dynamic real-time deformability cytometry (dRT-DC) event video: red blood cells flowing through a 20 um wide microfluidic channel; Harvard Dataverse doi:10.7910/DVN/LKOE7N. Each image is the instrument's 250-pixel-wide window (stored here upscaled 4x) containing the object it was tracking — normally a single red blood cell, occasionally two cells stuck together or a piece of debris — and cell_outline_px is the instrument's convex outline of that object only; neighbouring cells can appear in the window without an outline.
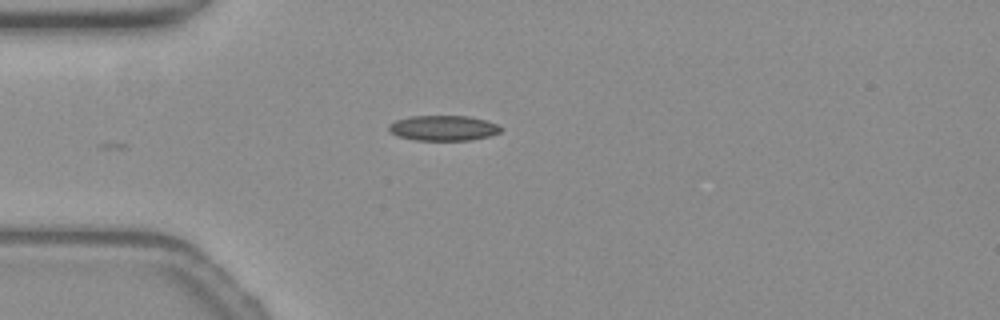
{"species": "common noctule bat (a hibernating species)", "species_latin": "Nyctalus noctula", "temperature_condition": "warm", "stored_images_in_passage": 10, "camera_frame_rate_fps": 3000, "um_per_image_px": 0.085, "animal": {"sex": "female", "body_mass_g": 19.3, "forearm_length_mm": 54.1}, "frame": {"image": 1, "passage_image": 1, "time_ms": 0.0, "image_size_px": [1000, 320], "cell_outline_px": [[504, 128], [500, 132], [488, 136], [468, 140], [416, 140], [400, 136], [392, 132], [388, 128], [388, 124], [396, 120], [408, 116], [468, 116], [484, 120], [496, 124]], "centroid_in_image_um": [37.68, 10.87], "position_along_channel_um": 47.3, "area_um2": 16.3}}
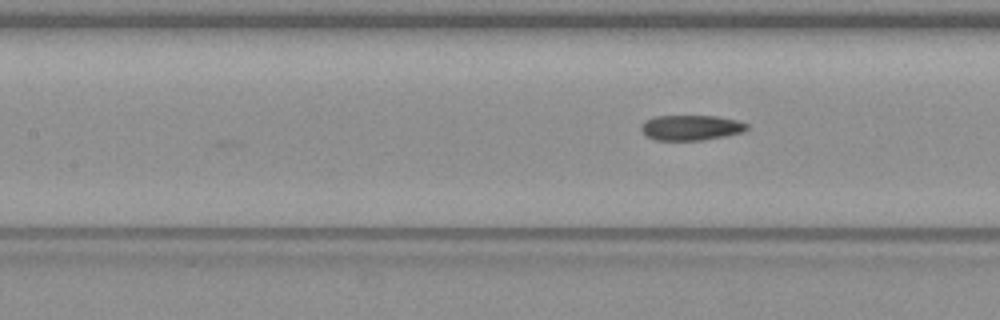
{"frame": {"image": 2, "passage_image": 10, "time_ms": 3.0, "image_size_px": [1000, 320], "cell_outline_px": [[748, 128], [744, 132], [704, 140], [656, 140], [648, 136], [640, 128], [644, 120], [652, 116], [716, 116], [736, 120], [748, 124]], "centroid_in_image_um": [58.73, 10.84], "position_along_channel_um": 148.7, "area_um2": 15.55}}